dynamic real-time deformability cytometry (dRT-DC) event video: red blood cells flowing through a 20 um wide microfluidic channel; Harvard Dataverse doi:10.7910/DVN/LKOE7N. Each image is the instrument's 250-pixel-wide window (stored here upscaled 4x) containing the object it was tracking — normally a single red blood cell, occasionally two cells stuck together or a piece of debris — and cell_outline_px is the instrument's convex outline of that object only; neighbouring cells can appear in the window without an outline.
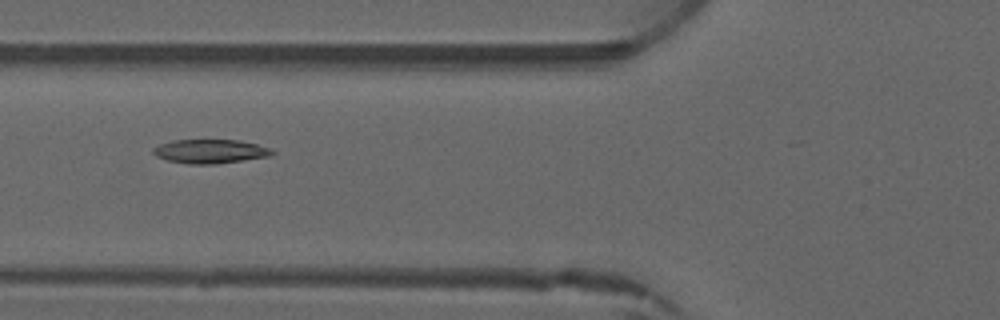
{"species": "common noctule bat (a hibernating species)", "species_latin": "Nyctalus noctula", "temperature_condition": "warm", "stored_images_in_passage": 4, "camera_frame_rate_fps": 3000, "um_per_image_px": 0.085, "animal": {"sex": "male", "forearm_length_mm": 52.5}, "frame": {"image": 1, "passage_image": 4, "time_ms": 3.333, "image_size_px": [1000, 320], "cell_outline_px": [[276, 152], [268, 156], [216, 164], [188, 164], [168, 160], [156, 156], [152, 152], [152, 148], [160, 144], [172, 140], [240, 140], [272, 148]], "centroid_in_image_um": [17.86, 12.86], "position_along_channel_um": 107.9, "area_um2": 16.59}}